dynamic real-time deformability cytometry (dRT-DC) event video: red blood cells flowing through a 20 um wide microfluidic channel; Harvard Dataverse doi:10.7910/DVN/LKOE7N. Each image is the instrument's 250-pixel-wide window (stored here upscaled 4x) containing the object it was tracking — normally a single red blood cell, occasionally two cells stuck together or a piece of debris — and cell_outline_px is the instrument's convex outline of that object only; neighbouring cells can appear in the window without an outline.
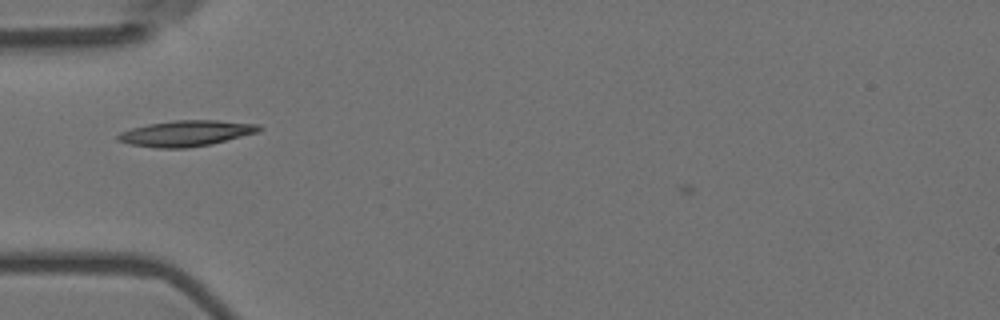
{"species": "Egyptian fruit bat (a non-hibernating species)", "species_latin": "Rousettus aegyptiacus", "temperature_condition": "room temperature", "stored_images_in_passage": 49, "camera_frame_rate_fps": 3000, "um_per_image_px": 0.085, "animal": {"sex": "female"}, "frame": {"image": 1, "passage_image": 11, "time_ms": 3.333, "image_size_px": [1000, 320], "cell_outline_px": [[264, 128], [256, 132], [212, 144], [188, 148], [156, 148], [128, 144], [116, 140], [116, 136], [120, 132], [132, 128], [148, 124], [172, 120], [216, 120], [260, 124]], "centroid_in_image_um": [15.79, 11.33], "position_along_channel_um": 69.2, "area_um2": 21.33}}
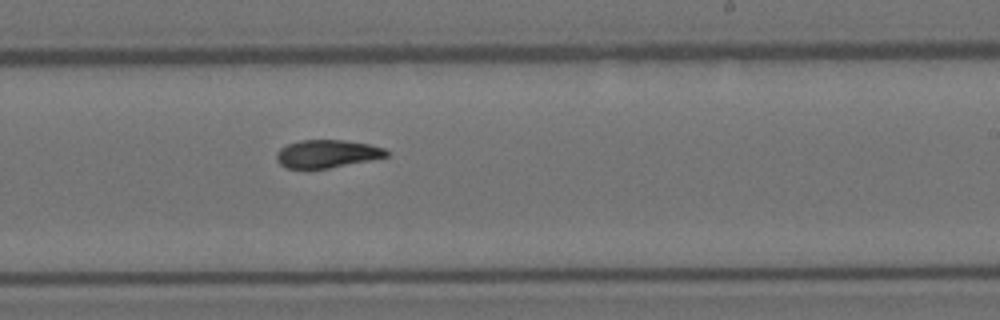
{"frame": {"image": 2, "passage_image": 27, "time_ms": 8.667, "image_size_px": [1000, 320], "cell_outline_px": [[388, 156], [328, 168], [288, 168], [280, 164], [276, 160], [276, 152], [280, 148], [288, 144], [300, 140], [344, 140], [368, 144], [384, 148], [388, 152]], "centroid_in_image_um": [27.76, 13.06], "position_along_channel_um": 261.2, "area_um2": 17.63}}
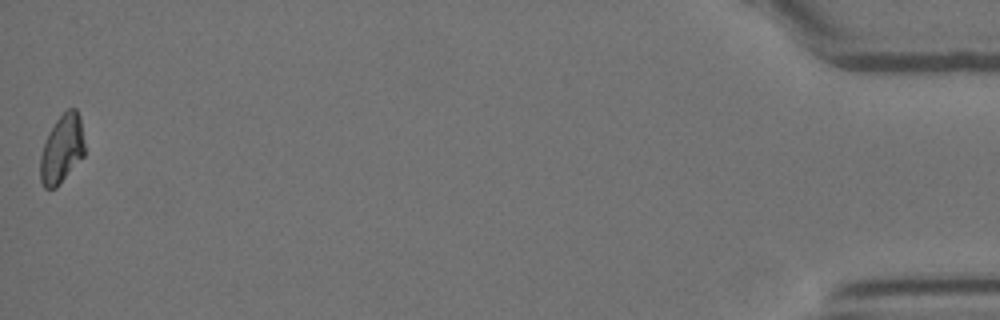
{"frame": {"image": 3, "passage_image": 49, "time_ms": 16.0, "image_size_px": [1000, 320], "cell_outline_px": [[84, 156], [56, 188], [44, 188], [40, 180], [40, 156], [44, 144], [56, 120], [68, 108], [76, 108], [80, 116], [84, 144]], "centroid_in_image_um": [5.26, 12.68], "position_along_channel_um": 429.9, "area_um2": 17.51}, "authors_computed_cell_mechanics": {"area_um2": 18.1492, "velocity_mm_per_s": 3.5964, "shape_relaxation_time_tau1_ms": 8.7582, "shape_relaxation_time_tau2_ms": 11.1522, "deformation_change_tau1": 0.2339, "deformation_change_tau2": 0.1148}}